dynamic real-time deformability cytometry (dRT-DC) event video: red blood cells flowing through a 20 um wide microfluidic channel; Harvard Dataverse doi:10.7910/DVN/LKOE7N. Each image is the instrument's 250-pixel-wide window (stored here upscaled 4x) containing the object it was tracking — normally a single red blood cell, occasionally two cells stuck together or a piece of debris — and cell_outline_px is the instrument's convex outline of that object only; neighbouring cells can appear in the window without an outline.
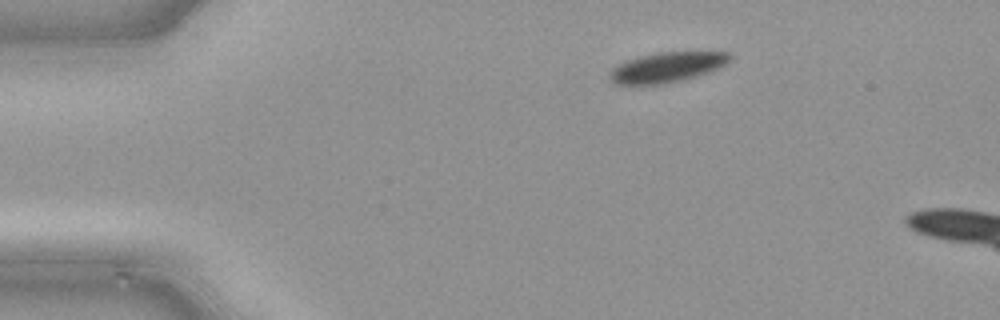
{"species": "common noctule bat (a hibernating species)", "species_latin": "Nyctalus noctula", "temperature_condition": "cold", "stored_images_in_passage": 40, "camera_frame_rate_fps": 3000, "um_per_image_px": 0.085, "animal": {"sex": "male", "body_mass_g": 21.5, "forearm_length_mm": 52.0}, "frame": {"image": 1, "passage_image": 1, "time_ms": 0.0, "image_size_px": [1000, 320], "cell_outline_px": [[732, 56], [724, 64], [716, 68], [680, 80], [660, 84], [616, 84], [608, 76], [608, 72], [612, 68], [628, 60], [640, 56], [656, 52], [732, 52]], "centroid_in_image_um": [56.64, 5.7], "position_along_channel_um": 28.4, "area_um2": 20.46}}
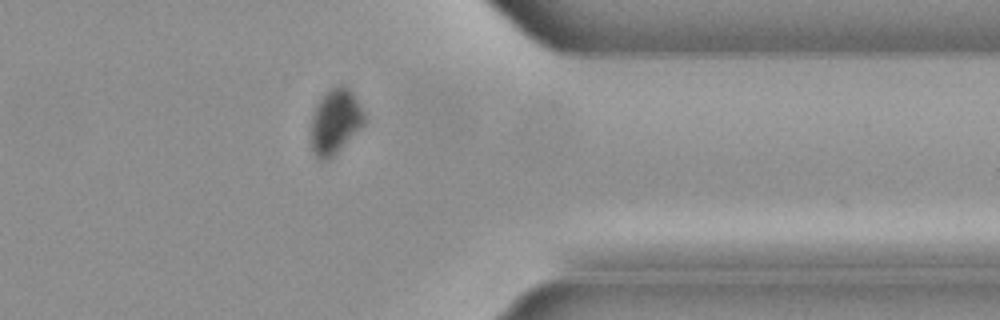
{"frame": {"image": 2, "passage_image": 31, "time_ms": 10.0, "image_size_px": [1000, 320], "cell_outline_px": [[368, 120], [332, 160], [320, 160], [316, 156], [312, 148], [312, 116], [316, 104], [324, 92], [340, 84], [348, 88], [352, 92], [360, 104]], "centroid_in_image_um": [28.53, 10.35], "position_along_channel_um": 382.9, "area_um2": 20.52}}
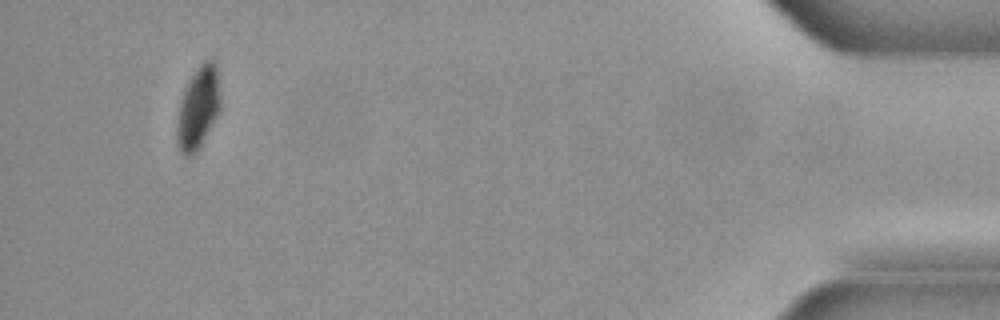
{"frame": {"image": 3, "passage_image": 38, "time_ms": 12.333, "image_size_px": [1000, 320], "cell_outline_px": [[220, 112], [200, 148], [192, 156], [184, 156], [180, 152], [176, 140], [176, 124], [180, 100], [184, 88], [200, 64], [204, 60], [212, 60], [216, 64], [220, 100]], "centroid_in_image_um": [16.83, 9.23], "position_along_channel_um": 418.4, "area_um2": 21.1}}